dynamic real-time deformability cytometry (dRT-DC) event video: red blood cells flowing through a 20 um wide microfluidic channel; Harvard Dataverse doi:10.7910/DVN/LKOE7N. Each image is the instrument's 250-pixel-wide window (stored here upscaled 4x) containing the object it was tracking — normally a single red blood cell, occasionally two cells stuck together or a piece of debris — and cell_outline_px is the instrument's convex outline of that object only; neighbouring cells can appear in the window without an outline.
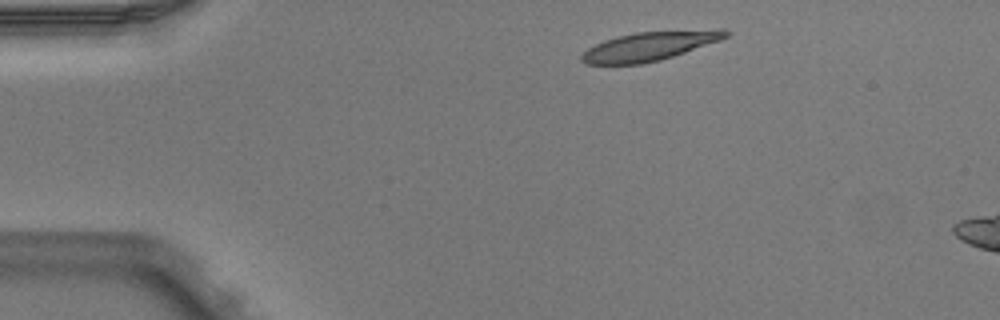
{"species": "Egyptian fruit bat (a non-hibernating species)", "species_latin": "Rousettus aegyptiacus", "temperature_condition": "warm", "stored_images_in_passage": 3, "camera_frame_rate_fps": 3000, "um_per_image_px": 0.085, "animal": {"sex": "male"}, "frame": {"image": 1, "passage_image": 1, "time_ms": 0.0, "image_size_px": [1000, 320], "cell_outline_px": [[732, 32], [728, 36], [720, 40], [660, 60], [644, 64], [584, 64], [580, 60], [580, 56], [588, 48], [604, 40], [616, 36], [636, 32], [716, 28], [724, 28]], "centroid_in_image_um": [55.25, 3.9], "position_along_channel_um": 29.8, "area_um2": 24.57}}